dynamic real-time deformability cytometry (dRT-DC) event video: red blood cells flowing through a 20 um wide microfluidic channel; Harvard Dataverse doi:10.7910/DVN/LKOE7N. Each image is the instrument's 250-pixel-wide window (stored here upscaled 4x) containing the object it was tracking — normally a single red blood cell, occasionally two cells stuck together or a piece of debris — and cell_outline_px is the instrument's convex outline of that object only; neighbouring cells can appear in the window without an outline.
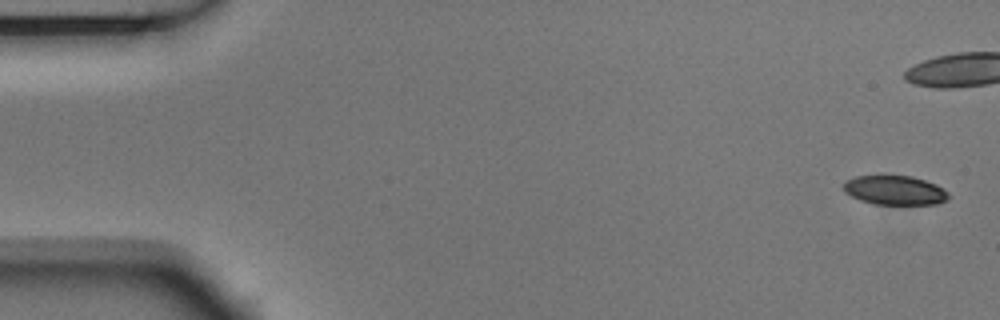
{"species": "Egyptian fruit bat (a non-hibernating species)", "species_latin": "Rousettus aegyptiacus", "temperature_condition": "room temperature", "stored_images_in_passage": 6, "camera_frame_rate_fps": 3000, "um_per_image_px": 0.085, "animal": {"sex": "male"}, "frame": {"image": 1, "passage_image": 1, "time_ms": 0.0, "image_size_px": [1000, 320], "cell_outline_px": [[948, 200], [936, 204], [872, 204], [860, 200], [844, 192], [844, 180], [856, 176], [880, 172], [912, 176], [936, 184], [944, 188], [948, 192]], "centroid_in_image_um": [76.02, 16.12], "position_along_channel_um": 9.0, "area_um2": 18.73}}